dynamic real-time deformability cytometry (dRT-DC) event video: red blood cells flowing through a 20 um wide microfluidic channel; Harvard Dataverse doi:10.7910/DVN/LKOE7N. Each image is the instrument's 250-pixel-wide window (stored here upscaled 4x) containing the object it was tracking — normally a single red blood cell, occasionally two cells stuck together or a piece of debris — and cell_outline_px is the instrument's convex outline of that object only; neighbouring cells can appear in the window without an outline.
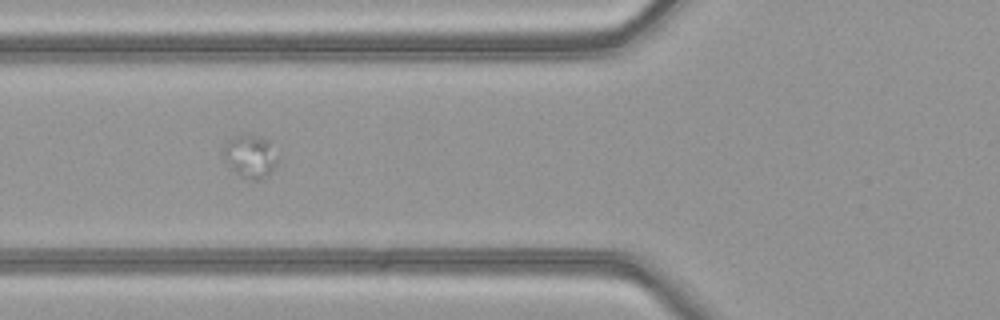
{"species": "common noctule bat (a hibernating species)", "species_latin": "Nyctalus noctula", "temperature_condition": "warm", "stored_images_in_passage": 47, "camera_frame_rate_fps": 3000, "um_per_image_px": 0.085, "animal": {"sex": "female", "body_mass_g": 21.9}, "frame": {"image": 1, "passage_image": 15, "time_ms": 4.667, "image_size_px": [1000, 320], "cell_outline_px": [[280, 160], [272, 172], [264, 180], [248, 180], [240, 176], [224, 160], [224, 144], [228, 140], [244, 132], [268, 140]], "centroid_in_image_um": [21.31, 13.31], "position_along_channel_um": 104.5, "area_um2": 13.87}}
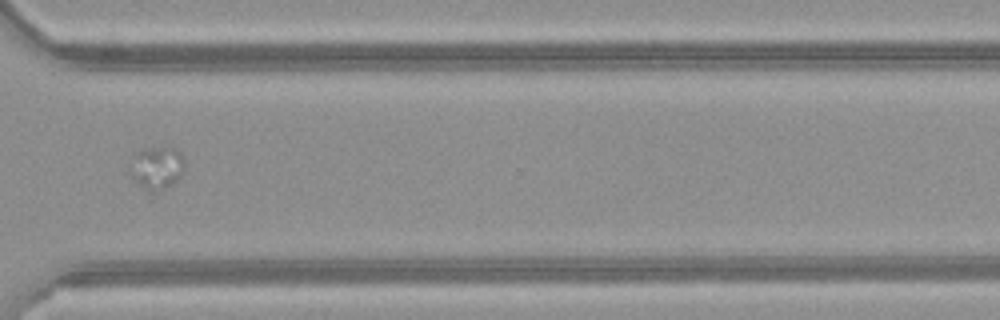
{"frame": {"image": 2, "passage_image": 34, "time_ms": 11.0, "image_size_px": [1000, 320], "cell_outline_px": [[184, 172], [172, 184], [152, 192], [144, 188], [128, 172], [136, 152], [140, 148], [164, 144], [176, 148], [180, 152], [184, 160]], "centroid_in_image_um": [13.35, 14.16], "position_along_channel_um": 357.3, "area_um2": 13.87}}
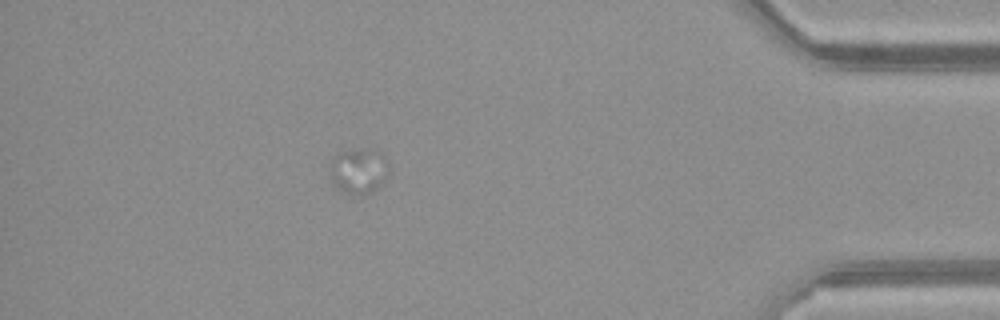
{"frame": {"image": 3, "passage_image": 41, "time_ms": 13.333, "image_size_px": [1000, 320], "cell_outline_px": [[388, 176], [372, 192], [360, 196], [356, 196], [340, 192], [332, 184], [332, 156], [340, 152], [368, 148], [376, 148], [388, 160]], "centroid_in_image_um": [30.51, 14.54], "position_along_channel_um": 404.7, "area_um2": 15.9}}